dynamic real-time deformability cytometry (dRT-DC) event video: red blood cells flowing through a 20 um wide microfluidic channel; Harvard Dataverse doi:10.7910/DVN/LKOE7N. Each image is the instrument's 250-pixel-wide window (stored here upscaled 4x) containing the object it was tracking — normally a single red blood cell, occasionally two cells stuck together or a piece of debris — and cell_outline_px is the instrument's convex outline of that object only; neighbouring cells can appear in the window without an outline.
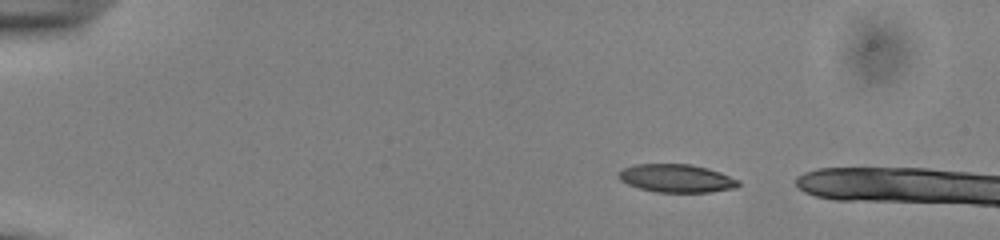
{"species": "common noctule bat (a hibernating species)", "species_latin": "Nyctalus noctula", "temperature_condition": "cold", "stored_images_in_passage": 5, "camera_frame_rate_fps": 3000, "um_per_image_px": 0.085, "animal": {"sex": "male", "body_mass_g": 13.0, "forearm_length_mm": 53.1}, "frame": {"image": 1, "passage_image": 1, "time_ms": 0.0, "image_size_px": [1000, 240], "cell_outline_px": [[740, 184], [736, 188], [708, 192], [656, 192], [640, 188], [628, 184], [620, 180], [616, 176], [616, 172], [624, 168], [636, 164], [692, 164], [708, 168], [720, 172], [740, 180]], "centroid_in_image_um": [57.49, 15.15], "position_along_channel_um": 27.5, "area_um2": 19.77}}